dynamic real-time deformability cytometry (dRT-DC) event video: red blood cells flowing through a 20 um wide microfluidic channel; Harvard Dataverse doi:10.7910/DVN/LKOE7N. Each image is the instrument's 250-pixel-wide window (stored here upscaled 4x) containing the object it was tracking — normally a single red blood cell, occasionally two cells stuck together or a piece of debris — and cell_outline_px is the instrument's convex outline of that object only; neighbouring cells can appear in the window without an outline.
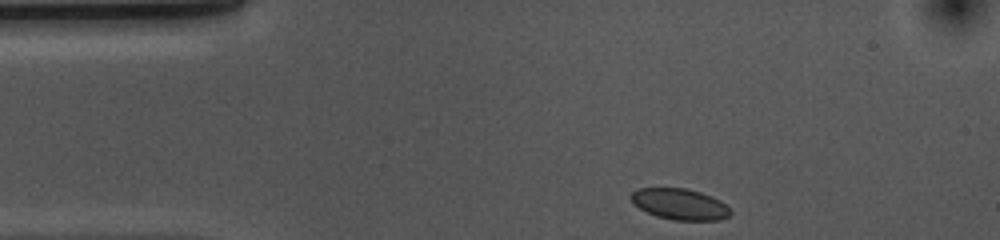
{"species": "common noctule bat (a hibernating species)", "species_latin": "Nyctalus noctula", "temperature_condition": "cold", "stored_images_in_passage": 35, "camera_frame_rate_fps": 3000, "um_per_image_px": 0.085, "animal": {"sex": "female", "body_mass_g": 10.0, "forearm_length_mm": 53.1}, "frame": {"image": 1, "passage_image": 1, "time_ms": 0.0, "image_size_px": [1000, 240], "cell_outline_px": [[732, 212], [728, 216], [720, 220], [676, 220], [656, 216], [640, 208], [628, 196], [632, 192], [640, 188], [684, 188], [700, 192], [712, 196], [720, 200]], "centroid_in_image_um": [57.79, 17.35], "position_along_channel_um": 27.2, "area_um2": 17.8}}
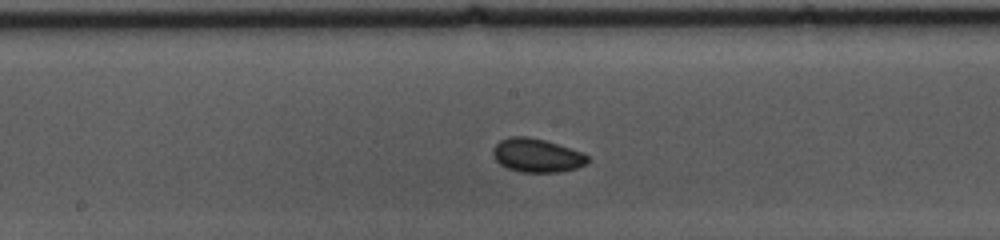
{"frame": {"image": 2, "passage_image": 19, "time_ms": 6.0, "image_size_px": [1000, 240], "cell_outline_px": [[588, 164], [576, 168], [560, 172], [520, 172], [508, 168], [500, 164], [496, 160], [492, 152], [492, 148], [500, 140], [508, 136], [528, 136], [544, 140], [580, 152], [588, 156]], "centroid_in_image_um": [45.6, 13.21], "position_along_channel_um": 202.6, "area_um2": 18.5}}
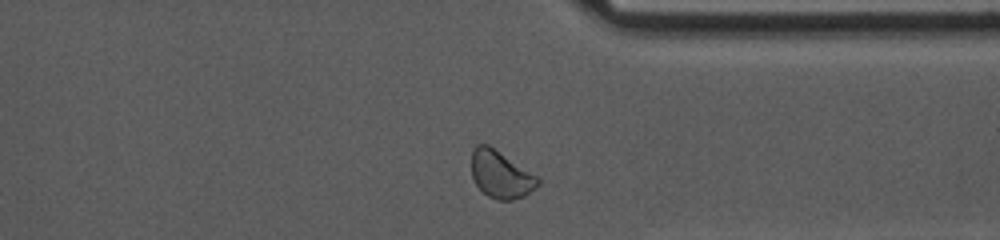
{"frame": {"image": 3, "passage_image": 33, "time_ms": 10.667, "image_size_px": [1000, 240], "cell_outline_px": [[540, 184], [536, 188], [524, 196], [512, 200], [496, 200], [488, 196], [476, 184], [472, 176], [472, 148], [476, 144], [488, 144], [536, 176], [540, 180]], "centroid_in_image_um": [42.55, 14.84], "position_along_channel_um": 368.8, "area_um2": 18.09}, "authors_computed_cell_mechanics": {"area_um2": 17.9758, "velocity_mm_per_s": 3.6395, "shape_relaxation_time_tau1_ms": null, "shape_relaxation_time_tau2_ms": 1.2139, "deformation_change_tau1": null, "deformation_change_tau2": 0.0485}}